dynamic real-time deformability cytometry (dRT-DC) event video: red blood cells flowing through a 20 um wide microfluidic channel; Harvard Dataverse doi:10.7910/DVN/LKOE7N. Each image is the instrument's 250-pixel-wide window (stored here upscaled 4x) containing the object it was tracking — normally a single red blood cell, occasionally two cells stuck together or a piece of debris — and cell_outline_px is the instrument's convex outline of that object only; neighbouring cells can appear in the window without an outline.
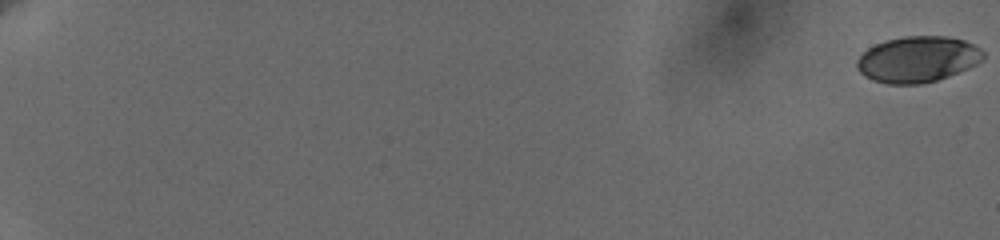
{"species": "human", "species_latin": "Homo sapiens", "temperature_condition": "cold", "stored_images_in_passage": 42, "camera_frame_rate_fps": 3000, "um_per_image_px": 0.085, "donor": {"sex": "female"}, "frame": {"image": 1, "passage_image": 1, "time_ms": 0.0, "image_size_px": [1000, 240], "cell_outline_px": [[984, 60], [968, 68], [948, 76], [936, 80], [920, 84], [888, 84], [872, 80], [864, 76], [856, 68], [856, 60], [868, 48], [876, 44], [888, 40], [904, 36], [944, 36], [964, 40], [980, 48], [984, 52]], "centroid_in_image_um": [77.99, 5.04], "position_along_channel_um": 7.0, "area_um2": 33.81}}
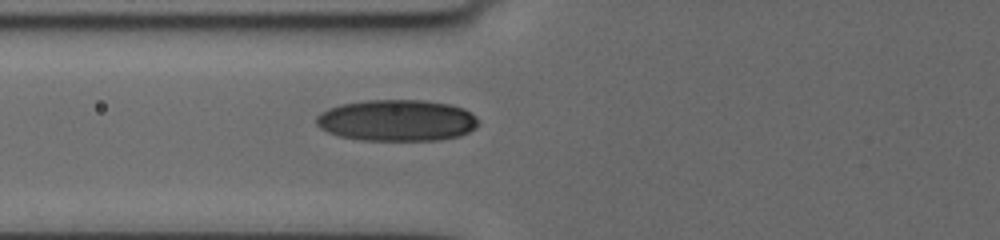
{"frame": {"image": 2, "passage_image": 38, "time_ms": 9.0, "image_size_px": [1000, 240], "cell_outline_px": [[480, 124], [476, 128], [460, 136], [440, 140], [360, 140], [340, 136], [328, 132], [320, 128], [316, 124], [316, 116], [320, 112], [328, 108], [340, 104], [368, 100], [424, 100], [448, 104], [464, 108], [476, 116], [480, 120]], "centroid_in_image_um": [33.76, 10.23], "position_along_channel_um": 92.0, "area_um2": 39.48}}
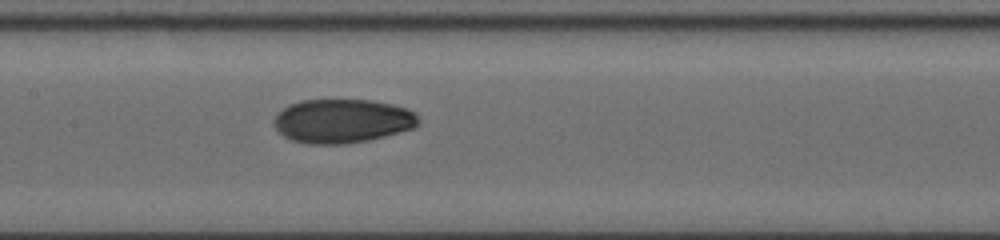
{"frame": {"image": 3, "passage_image": 42, "time_ms": 11.333, "image_size_px": [1000, 240], "cell_outline_px": [[420, 124], [412, 128], [384, 136], [368, 140], [344, 144], [312, 144], [292, 140], [284, 136], [276, 128], [276, 112], [300, 100], [372, 100], [392, 104], [408, 108], [416, 112], [420, 120]], "centroid_in_image_um": [29.15, 10.27], "position_along_channel_um": 178.3, "area_um2": 36.88}}